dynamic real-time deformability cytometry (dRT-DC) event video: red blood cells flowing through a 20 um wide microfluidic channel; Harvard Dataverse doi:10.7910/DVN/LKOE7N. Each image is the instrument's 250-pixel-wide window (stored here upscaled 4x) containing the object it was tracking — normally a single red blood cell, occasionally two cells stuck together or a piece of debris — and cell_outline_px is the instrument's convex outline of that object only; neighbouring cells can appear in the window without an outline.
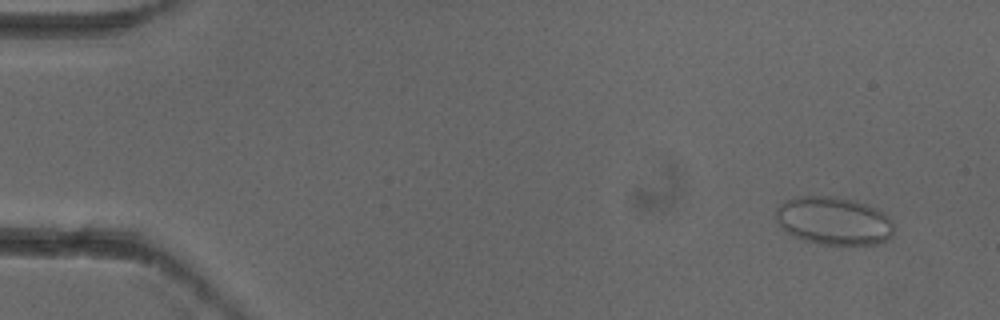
{"species": "common noctule bat (a hibernating species)", "species_latin": "Nyctalus noctula", "temperature_condition": "cold", "stored_images_in_passage": 6, "camera_frame_rate_fps": 3000, "um_per_image_px": 0.085, "animal": {"sex": "female"}, "frame": {"image": 1, "passage_image": 1, "time_ms": 0.0, "image_size_px": [1000, 320], "cell_outline_px": [[892, 236], [888, 240], [876, 244], [820, 244], [804, 240], [792, 236], [780, 228], [776, 220], [776, 208], [784, 200], [792, 196], [832, 196], [856, 200], [876, 208], [884, 212], [892, 220]], "centroid_in_image_um": [70.83, 18.76], "position_along_channel_um": 14.2, "area_um2": 33.47}}
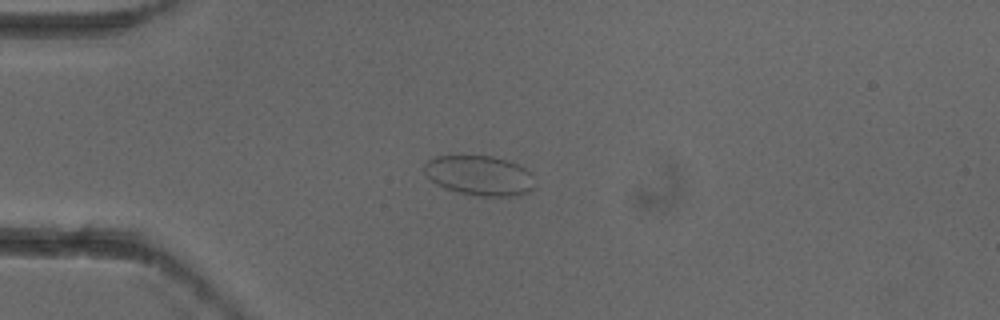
{"frame": {"image": 2, "passage_image": 4, "time_ms": 1.0, "image_size_px": [1000, 320], "cell_outline_px": [[532, 188], [528, 192], [512, 196], [480, 196], [460, 192], [444, 188], [436, 184], [424, 172], [424, 164], [428, 160], [436, 156], [492, 156], [516, 164], [524, 168], [528, 172]], "centroid_in_image_um": [40.68, 14.91], "position_along_channel_um": 44.3, "area_um2": 25.03}}